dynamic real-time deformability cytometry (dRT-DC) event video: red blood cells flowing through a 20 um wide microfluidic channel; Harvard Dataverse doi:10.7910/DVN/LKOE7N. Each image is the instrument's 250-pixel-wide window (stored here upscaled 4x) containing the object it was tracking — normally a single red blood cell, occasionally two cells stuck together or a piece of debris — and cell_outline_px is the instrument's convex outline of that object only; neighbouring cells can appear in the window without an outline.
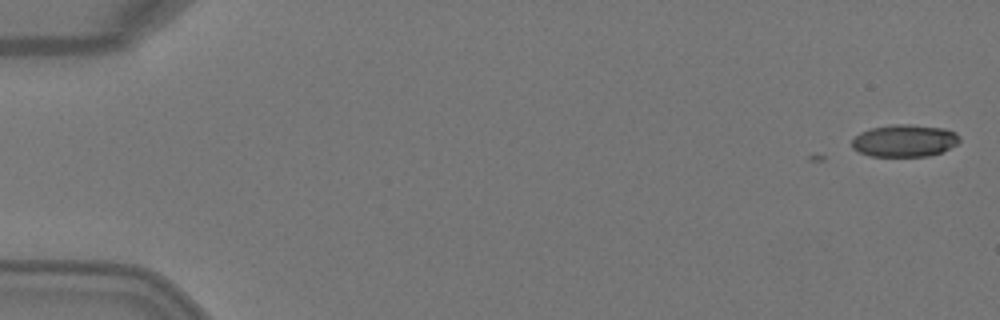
{"species": "Egyptian fruit bat (a non-hibernating species)", "species_latin": "Rousettus aegyptiacus", "temperature_condition": "warm", "stored_images_in_passage": 7, "camera_frame_rate_fps": 3000, "um_per_image_px": 0.085, "animal": {"sex": "female"}, "frame": {"image": 1, "passage_image": 1, "time_ms": 0.0, "image_size_px": [1000, 320], "cell_outline_px": [[960, 140], [956, 144], [940, 152], [928, 156], [872, 156], [860, 152], [852, 148], [852, 140], [860, 132], [868, 128], [892, 124], [912, 124], [944, 128], [956, 132], [960, 136]], "centroid_in_image_um": [76.87, 11.94], "position_along_channel_um": 8.1, "area_um2": 20.29}}
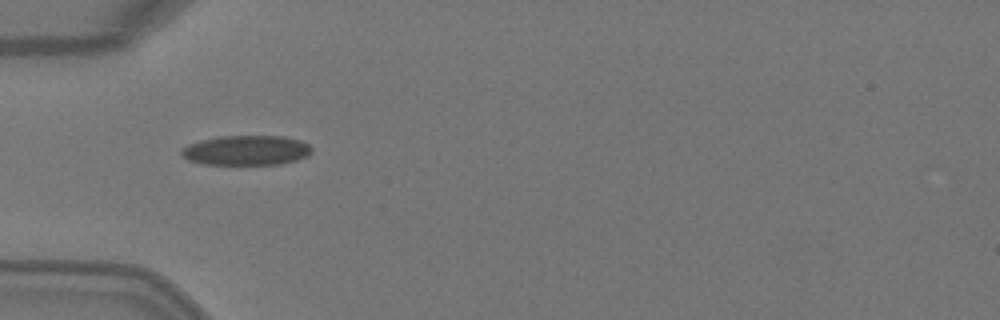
{"frame": {"image": 2, "passage_image": 5, "time_ms": 1.333, "image_size_px": [1000, 320], "cell_outline_px": [[312, 152], [308, 156], [296, 160], [280, 164], [204, 164], [188, 160], [180, 152], [188, 144], [200, 140], [220, 136], [284, 136], [300, 140], [308, 144], [312, 148]], "centroid_in_image_um": [20.97, 12.77], "position_along_channel_um": 64.0, "area_um2": 22.6}}
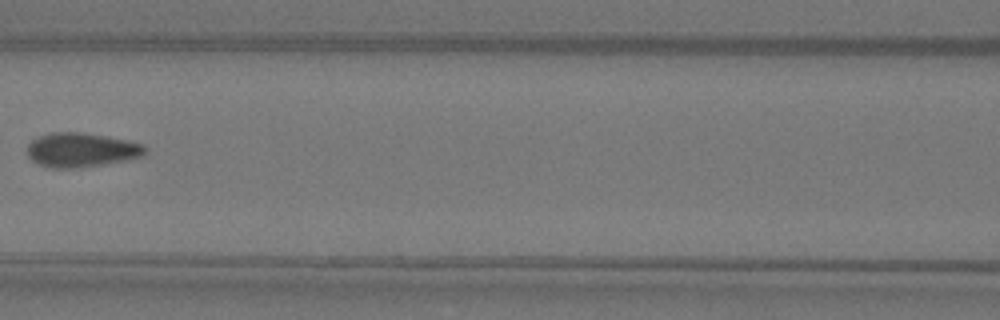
{"frame": {"image": 3, "passage_image": 7, "time_ms": 2.0, "image_size_px": [1000, 320], "cell_outline_px": [[148, 148], [144, 156], [124, 160], [100, 164], [72, 168], [52, 168], [40, 164], [32, 160], [28, 156], [28, 144], [32, 140], [40, 136], [52, 132], [84, 132], [108, 136], [128, 140], [144, 144]], "centroid_in_image_um": [6.95, 12.72], "position_along_channel_um": 159.7, "area_um2": 23.47}}